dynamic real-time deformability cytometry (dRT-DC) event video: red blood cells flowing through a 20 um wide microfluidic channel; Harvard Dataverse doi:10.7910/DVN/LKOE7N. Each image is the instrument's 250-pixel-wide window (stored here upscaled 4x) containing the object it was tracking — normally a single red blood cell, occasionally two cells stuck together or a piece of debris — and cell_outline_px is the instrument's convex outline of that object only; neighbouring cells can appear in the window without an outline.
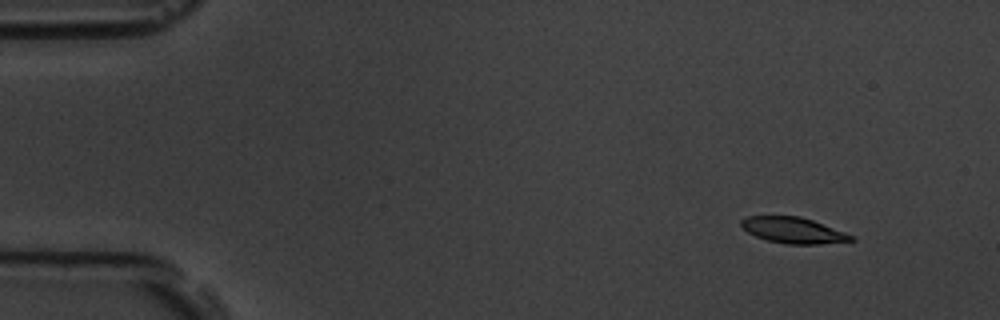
{"species": "common noctule bat (a hibernating species)", "species_latin": "Nyctalus noctula", "temperature_condition": "room temperature", "stored_images_in_passage": 4, "camera_frame_rate_fps": 3000, "um_per_image_px": 0.085, "animal": {"sex": "male", "body_mass_g": 19.5, "forearm_length_mm": 54.6}, "frame": {"image": 1, "passage_image": 1, "time_ms": 0.0, "image_size_px": [1000, 320], "cell_outline_px": [[856, 240], [820, 244], [784, 244], [768, 240], [756, 236], [748, 232], [740, 224], [740, 220], [748, 216], [800, 216], [812, 220], [856, 236]], "centroid_in_image_um": [67.45, 19.58], "position_along_channel_um": 17.5, "area_um2": 16.59}}
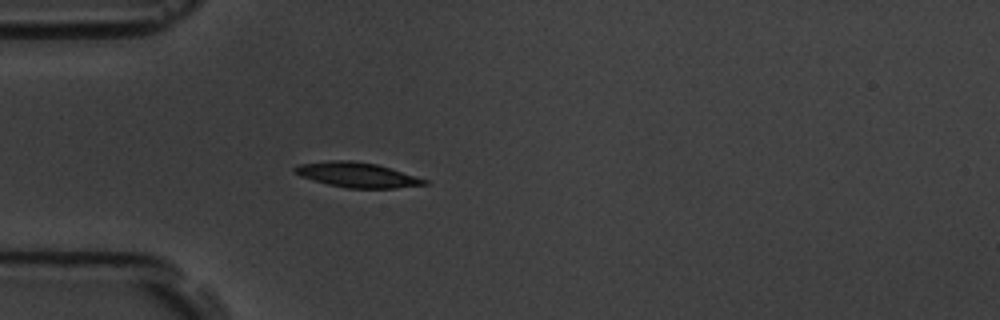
{"frame": {"image": 2, "passage_image": 4, "time_ms": 3.667, "image_size_px": [1000, 320], "cell_outline_px": [[428, 184], [396, 188], [348, 188], [328, 184], [312, 180], [300, 176], [292, 172], [292, 168], [300, 164], [332, 160], [352, 160], [376, 164], [428, 180]], "centroid_in_image_um": [30.31, 14.86], "position_along_channel_um": 54.7, "area_um2": 18.73}}